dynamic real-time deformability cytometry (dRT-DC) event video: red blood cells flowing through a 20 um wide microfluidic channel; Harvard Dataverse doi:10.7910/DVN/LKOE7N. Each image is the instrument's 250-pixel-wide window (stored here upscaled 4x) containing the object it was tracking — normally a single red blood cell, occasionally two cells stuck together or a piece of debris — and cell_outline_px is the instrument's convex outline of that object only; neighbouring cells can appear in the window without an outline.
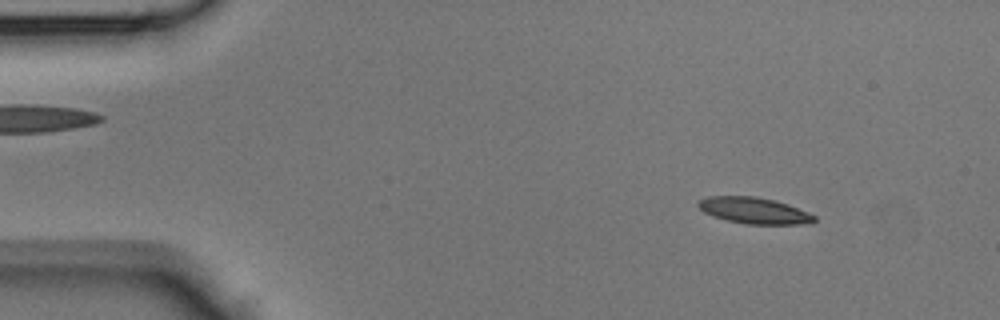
{"species": "Egyptian fruit bat (a non-hibernating species)", "species_latin": "Rousettus aegyptiacus", "temperature_condition": "room temperature", "stored_images_in_passage": 44, "camera_frame_rate_fps": 3000, "um_per_image_px": 0.085, "animal": {"sex": "male"}, "frame": {"image": 1, "passage_image": 6, "time_ms": 1.667, "image_size_px": [1000, 320], "cell_outline_px": [[816, 220], [812, 224], [748, 224], [728, 220], [712, 216], [704, 212], [696, 204], [700, 200], [708, 196], [756, 196], [776, 200], [788, 204], [808, 212], [816, 216]], "centroid_in_image_um": [64.13, 17.89], "position_along_channel_um": 20.9, "area_um2": 17.86}}
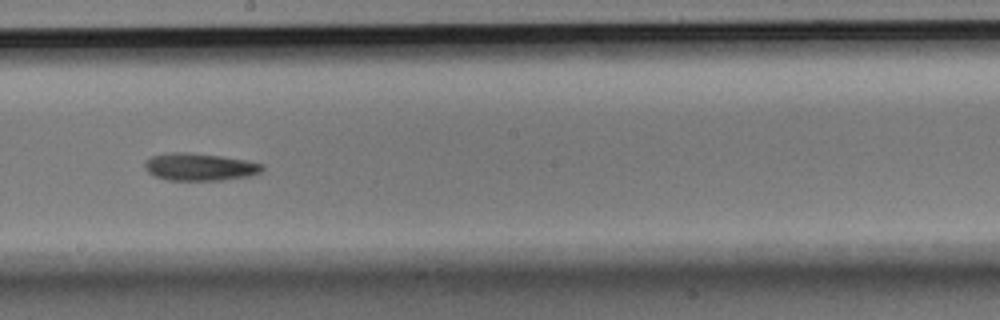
{"frame": {"image": 2, "passage_image": 25, "time_ms": 8.0, "image_size_px": [1000, 320], "cell_outline_px": [[264, 168], [260, 172], [248, 176], [224, 180], [168, 180], [156, 176], [148, 172], [144, 168], [144, 160], [152, 156], [172, 152], [188, 152], [220, 156], [248, 160], [264, 164]], "centroid_in_image_um": [16.97, 14.18], "position_along_channel_um": 231.2, "area_um2": 18.84}}
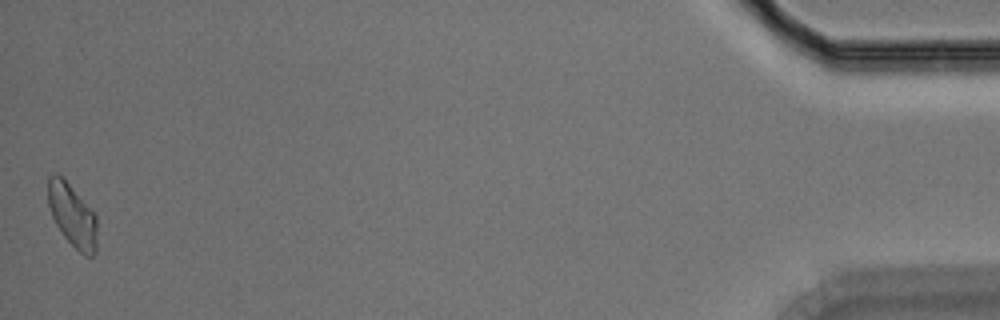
{"frame": {"image": 3, "passage_image": 44, "time_ms": 14.333, "image_size_px": [1000, 320], "cell_outline_px": [[96, 252], [92, 256], [84, 256], [64, 236], [56, 224], [52, 216], [48, 204], [48, 176], [56, 172], [68, 184], [96, 216]], "centroid_in_image_um": [6.13, 18.33], "position_along_channel_um": 429.1, "area_um2": 17.46}}